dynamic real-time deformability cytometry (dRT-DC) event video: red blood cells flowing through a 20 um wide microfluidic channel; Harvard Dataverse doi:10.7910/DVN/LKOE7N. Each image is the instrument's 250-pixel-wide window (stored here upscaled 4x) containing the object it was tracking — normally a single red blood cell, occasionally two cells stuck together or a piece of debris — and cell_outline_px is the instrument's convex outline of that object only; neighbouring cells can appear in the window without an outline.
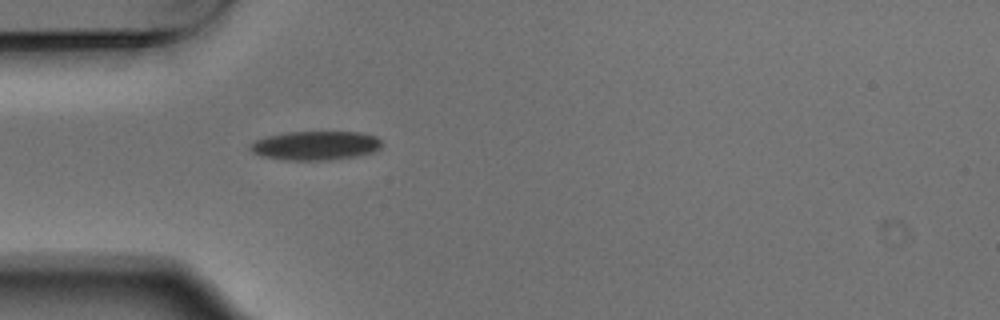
{"species": "Egyptian fruit bat (a non-hibernating species)", "species_latin": "Rousettus aegyptiacus", "temperature_condition": "warm", "stored_images_in_passage": 1, "camera_frame_rate_fps": 3000, "um_per_image_px": 0.085, "animal": {"sex": "male"}, "frame": {"image": 1, "passage_image": 1, "time_ms": 0.0, "image_size_px": [1000, 320], "cell_outline_px": [[380, 148], [376, 152], [356, 156], [328, 160], [284, 160], [260, 156], [252, 152], [248, 148], [248, 144], [256, 140], [268, 136], [288, 132], [360, 132], [376, 136], [380, 140]], "centroid_in_image_um": [26.79, 12.38], "position_along_channel_um": 58.2, "area_um2": 22.37}}